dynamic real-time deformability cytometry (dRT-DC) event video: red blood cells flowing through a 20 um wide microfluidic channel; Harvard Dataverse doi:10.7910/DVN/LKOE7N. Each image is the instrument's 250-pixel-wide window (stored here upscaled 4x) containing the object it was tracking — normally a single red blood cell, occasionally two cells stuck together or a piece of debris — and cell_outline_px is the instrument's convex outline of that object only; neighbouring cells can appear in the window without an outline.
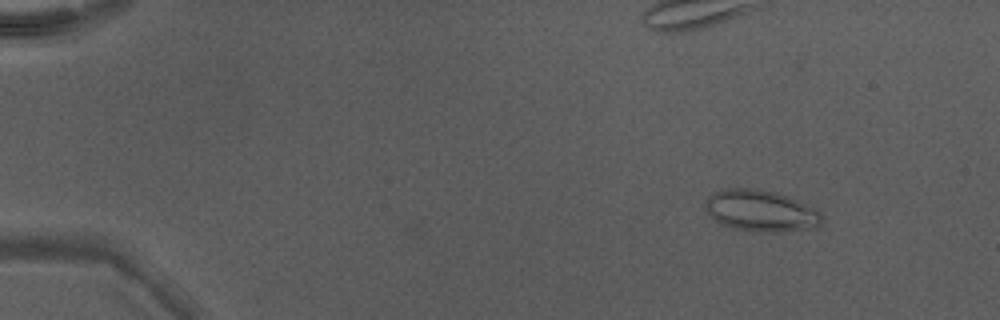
{"species": "Egyptian fruit bat (a non-hibernating species)", "species_latin": "Rousettus aegyptiacus", "temperature_condition": "warm", "stored_images_in_passage": 44, "camera_frame_rate_fps": 3000, "um_per_image_px": 0.085, "animal": {"sex": "male"}, "frame": {"image": 1, "passage_image": 1, "time_ms": 0.0, "image_size_px": [1000, 320], "cell_outline_px": [[824, 220], [816, 228], [776, 232], [764, 232], [736, 228], [720, 224], [708, 216], [704, 208], [704, 200], [716, 192], [728, 188], [756, 188], [772, 192], [796, 200], [816, 208], [824, 216]], "centroid_in_image_um": [64.66, 17.93], "position_along_channel_um": 20.3, "area_um2": 28.21}}
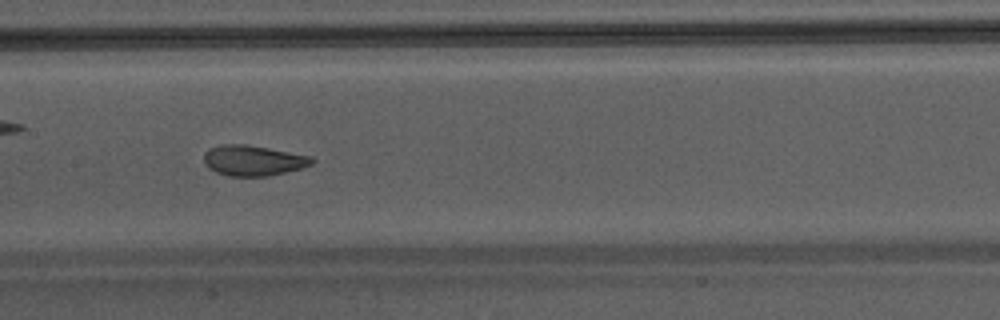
{"frame": {"image": 2, "passage_image": 21, "time_ms": 6.667, "image_size_px": [1000, 320], "cell_outline_px": [[316, 160], [312, 164], [300, 168], [268, 176], [228, 176], [216, 172], [208, 168], [204, 164], [204, 152], [208, 148], [224, 144], [244, 144], [268, 148], [312, 156]], "centroid_in_image_um": [21.49, 13.64], "position_along_channel_um": 185.9, "area_um2": 19.19}}
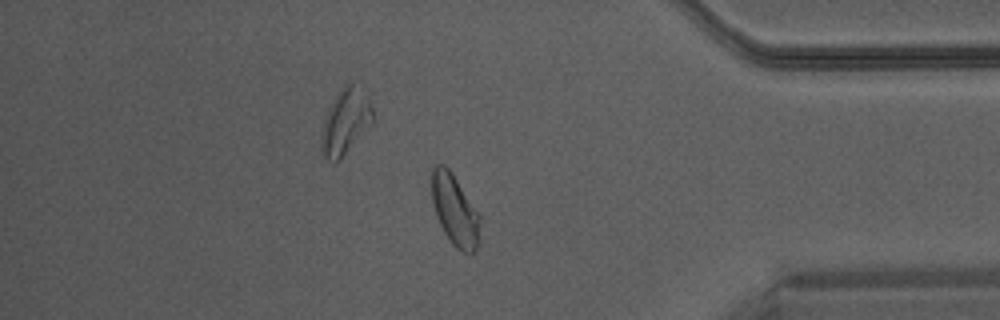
{"frame": {"image": 3, "passage_image": 37, "time_ms": 12.0, "image_size_px": [1000, 320], "cell_outline_px": [[480, 244], [472, 252], [460, 252], [452, 244], [444, 232], [436, 216], [432, 200], [432, 168], [436, 164], [444, 164], [452, 172], [480, 212]], "centroid_in_image_um": [38.69, 17.86], "position_along_channel_um": 396.5, "area_um2": 20.4}}